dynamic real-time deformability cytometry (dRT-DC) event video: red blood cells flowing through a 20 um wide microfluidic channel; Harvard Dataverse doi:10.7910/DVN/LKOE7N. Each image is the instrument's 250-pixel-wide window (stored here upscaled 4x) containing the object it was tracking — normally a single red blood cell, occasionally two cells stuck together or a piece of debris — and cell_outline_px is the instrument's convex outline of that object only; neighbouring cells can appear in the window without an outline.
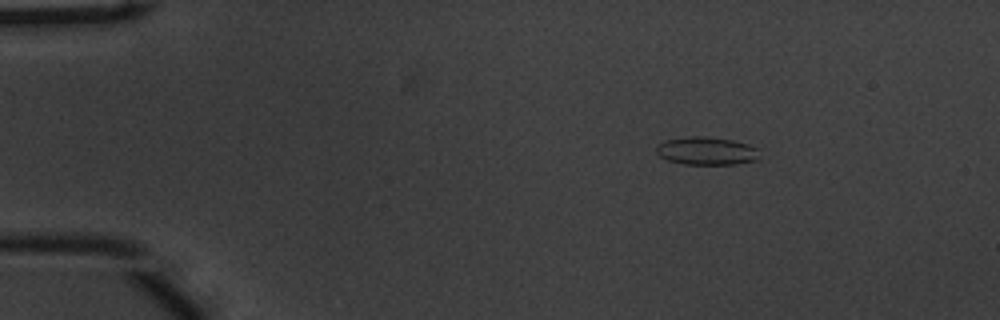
{"species": "common noctule bat (a hibernating species)", "species_latin": "Nyctalus noctula", "temperature_condition": "warm", "stored_images_in_passage": 54, "camera_frame_rate_fps": 3000, "um_per_image_px": 0.085, "animal": {"sex": "male", "body_mass_g": 20.1, "forearm_length_mm": 53.5}, "frame": {"image": 1, "passage_image": 8, "time_ms": 2.333, "image_size_px": [1000, 320], "cell_outline_px": [[760, 160], [736, 164], [684, 164], [668, 160], [660, 156], [656, 152], [656, 144], [664, 140], [688, 136], [704, 136], [732, 140], [748, 144], [756, 148]], "centroid_in_image_um": [60.04, 12.82], "position_along_channel_um": 25.0, "area_um2": 16.94}}
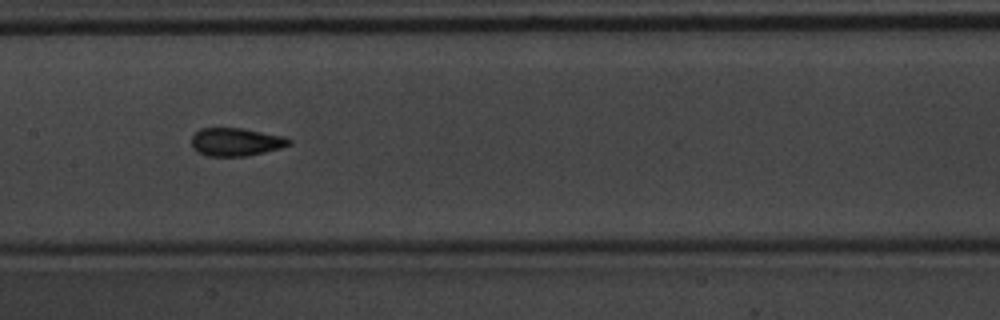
{"frame": {"image": 2, "passage_image": 27, "time_ms": 8.667, "image_size_px": [1000, 320], "cell_outline_px": [[292, 144], [280, 148], [248, 156], [208, 156], [196, 152], [192, 148], [192, 136], [200, 128], [244, 128], [284, 136], [292, 140]], "centroid_in_image_um": [20.06, 12.06], "position_along_channel_um": 187.3, "area_um2": 16.13}}
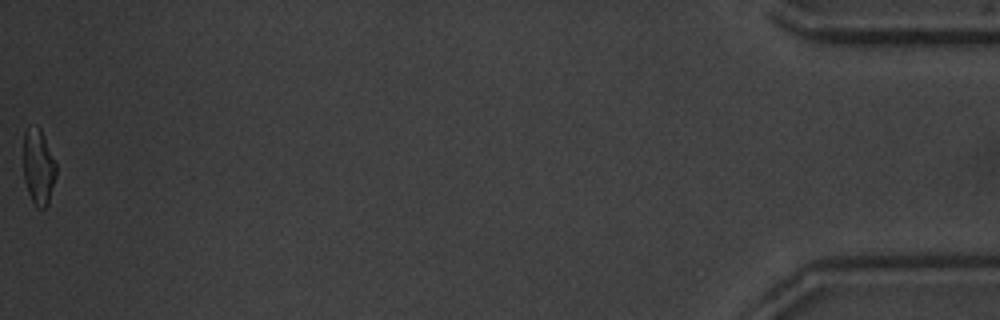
{"frame": {"image": 3, "passage_image": 54, "time_ms": 17.667, "image_size_px": [1000, 320], "cell_outline_px": [[56, 176], [48, 204], [44, 208], [36, 208], [28, 192], [24, 180], [24, 132], [40, 128], [56, 164]], "centroid_in_image_um": [3.28, 14.28], "position_along_channel_um": 431.9, "area_um2": 13.99}, "authors_computed_cell_mechanics": {"area_um2": 15.7505, "velocity_mm_per_s": 3.7645, "shape_relaxation_time_tau1_ms": 4.8347, "shape_relaxation_time_tau2_ms": 1.7179, "deformation_change_tau1": 0.1344, "deformation_change_tau2": 0.0689}}